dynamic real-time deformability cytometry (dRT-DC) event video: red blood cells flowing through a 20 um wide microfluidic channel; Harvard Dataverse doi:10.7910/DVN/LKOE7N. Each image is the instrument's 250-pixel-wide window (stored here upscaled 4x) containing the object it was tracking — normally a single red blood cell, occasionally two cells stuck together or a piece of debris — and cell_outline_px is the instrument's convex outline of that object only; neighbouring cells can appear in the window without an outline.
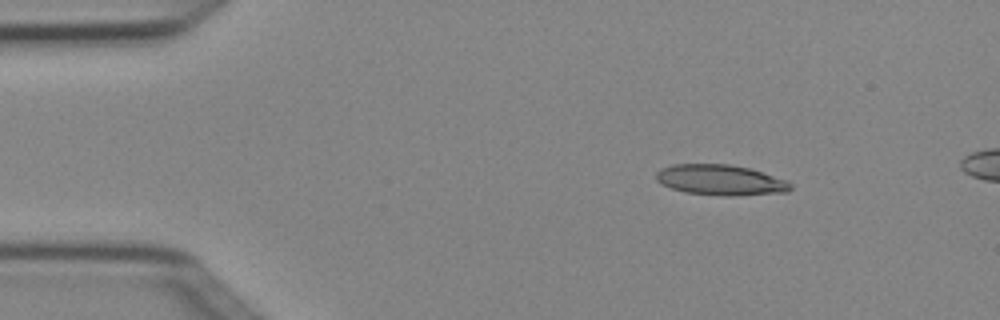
{"species": "Egyptian fruit bat (a non-hibernating species)", "species_latin": "Rousettus aegyptiacus", "temperature_condition": "cold", "stored_images_in_passage": 4, "camera_frame_rate_fps": 3000, "um_per_image_px": 0.085, "animal": {"sex": "female"}, "frame": {"image": 1, "passage_image": 2, "time_ms": 0.333, "image_size_px": [1000, 320], "cell_outline_px": [[792, 188], [788, 192], [736, 196], [724, 196], [684, 192], [672, 188], [656, 180], [656, 172], [660, 168], [672, 164], [728, 164], [748, 168], [788, 180], [792, 184]], "centroid_in_image_um": [61.26, 15.3], "position_along_channel_um": 23.7, "area_um2": 23.99}}